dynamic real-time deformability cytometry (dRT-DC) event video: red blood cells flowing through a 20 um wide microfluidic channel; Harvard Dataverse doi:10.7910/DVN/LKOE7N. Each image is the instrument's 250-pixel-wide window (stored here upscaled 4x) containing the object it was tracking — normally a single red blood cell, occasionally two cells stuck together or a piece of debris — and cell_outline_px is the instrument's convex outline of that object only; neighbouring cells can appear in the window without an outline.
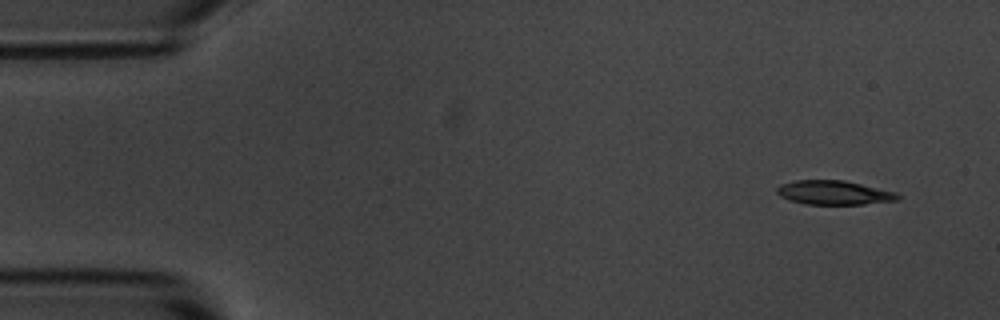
{"species": "common noctule bat (a hibernating species)", "species_latin": "Nyctalus noctula", "temperature_condition": "room temperature", "stored_images_in_passage": 3, "camera_frame_rate_fps": 3000, "um_per_image_px": 0.085, "animal": {"sex": "male", "body_mass_g": 20.1, "forearm_length_mm": 53.5}, "frame": {"image": 1, "passage_image": 1, "time_ms": 0.0, "image_size_px": [1000, 320], "cell_outline_px": [[900, 200], [864, 204], [804, 204], [788, 200], [780, 196], [776, 192], [776, 188], [780, 184], [796, 180], [844, 180], [896, 192], [900, 196]], "centroid_in_image_um": [70.87, 16.37], "position_along_channel_um": 14.1, "area_um2": 17.05}}
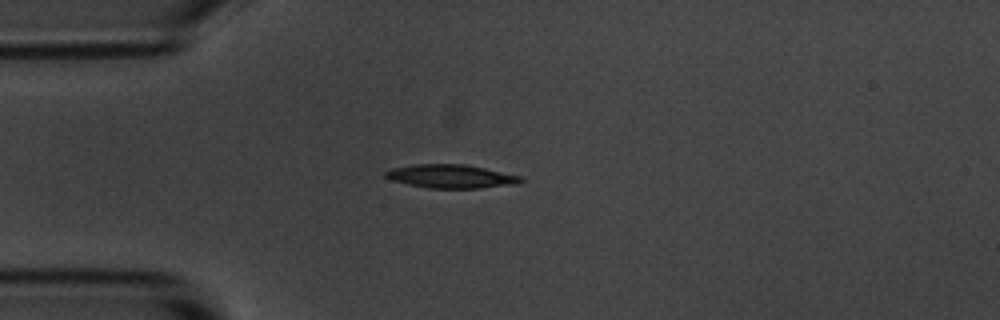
{"frame": {"image": 2, "passage_image": 3, "time_ms": 3.333, "image_size_px": [1000, 320], "cell_outline_px": [[524, 180], [516, 184], [480, 188], [428, 188], [408, 184], [392, 180], [384, 176], [384, 172], [392, 168], [412, 164], [464, 164], [524, 176]], "centroid_in_image_um": [38.35, 14.98], "position_along_channel_um": 46.6, "area_um2": 18.61}}